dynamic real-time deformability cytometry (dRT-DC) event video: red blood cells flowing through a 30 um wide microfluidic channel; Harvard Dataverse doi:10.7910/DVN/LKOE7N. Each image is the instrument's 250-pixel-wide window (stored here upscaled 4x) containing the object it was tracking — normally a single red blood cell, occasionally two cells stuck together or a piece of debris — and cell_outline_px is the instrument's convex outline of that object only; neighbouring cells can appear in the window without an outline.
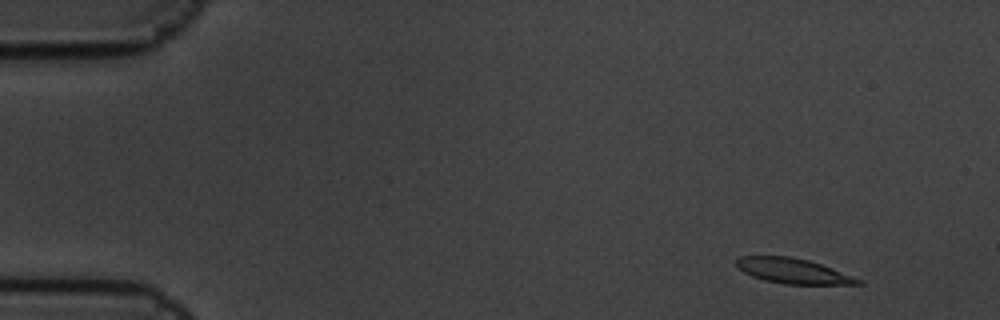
{"species": "common noctule bat (a hibernating species)", "species_latin": "Nyctalus noctula", "temperature_condition": "cold", "stored_images_in_passage": 5, "camera_frame_rate_fps": 3000, "um_per_image_px": 0.085, "animal": {"sex": "male", "body_mass_g": 19.5, "forearm_length_mm": 54.6}, "frame": {"image": 1, "passage_image": 2, "time_ms": 0.333, "image_size_px": [1000, 320], "cell_outline_px": [[864, 284], [784, 284], [764, 280], [752, 276], [744, 272], [736, 264], [736, 260], [740, 256], [792, 256], [808, 260], [832, 268], [864, 280]], "centroid_in_image_um": [67.43, 23.03], "position_along_channel_um": 17.6, "area_um2": 17.74}}